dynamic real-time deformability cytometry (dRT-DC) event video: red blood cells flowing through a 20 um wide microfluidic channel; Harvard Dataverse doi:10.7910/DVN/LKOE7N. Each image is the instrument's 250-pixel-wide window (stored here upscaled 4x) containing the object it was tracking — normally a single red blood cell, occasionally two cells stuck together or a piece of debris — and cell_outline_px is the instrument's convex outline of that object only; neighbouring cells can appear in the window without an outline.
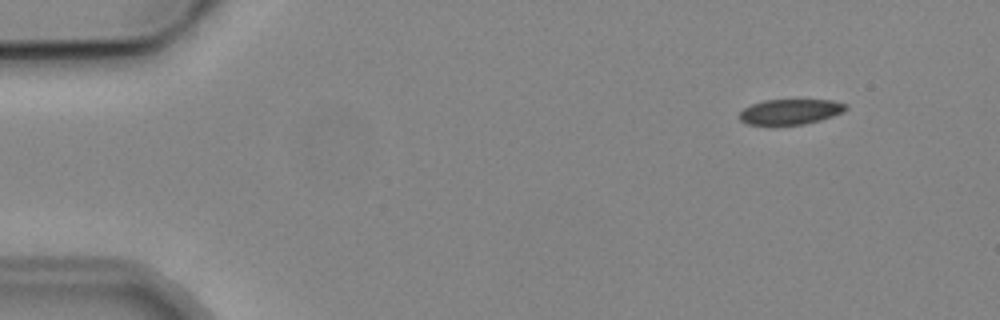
{"species": "common noctule bat (a hibernating species)", "species_latin": "Nyctalus noctula", "temperature_condition": "cold", "stored_images_in_passage": 5, "segment_of_instrument_passage": [1, 2], "camera_frame_rate_fps": 3000, "um_per_image_px": 0.085, "animal": {"sex": "male", "body_mass_g": 19.2, "forearm_length_mm": 51.8}, "frame": {"image": 1, "passage_image": 1, "time_ms": 0.0, "image_size_px": [1000, 320], "cell_outline_px": [[848, 108], [844, 112], [820, 120], [804, 124], [748, 124], [740, 120], [740, 112], [744, 108], [752, 104], [764, 100], [832, 100], [848, 104]], "centroid_in_image_um": [67.22, 9.48], "position_along_channel_um": 17.8, "area_um2": 15.55}}